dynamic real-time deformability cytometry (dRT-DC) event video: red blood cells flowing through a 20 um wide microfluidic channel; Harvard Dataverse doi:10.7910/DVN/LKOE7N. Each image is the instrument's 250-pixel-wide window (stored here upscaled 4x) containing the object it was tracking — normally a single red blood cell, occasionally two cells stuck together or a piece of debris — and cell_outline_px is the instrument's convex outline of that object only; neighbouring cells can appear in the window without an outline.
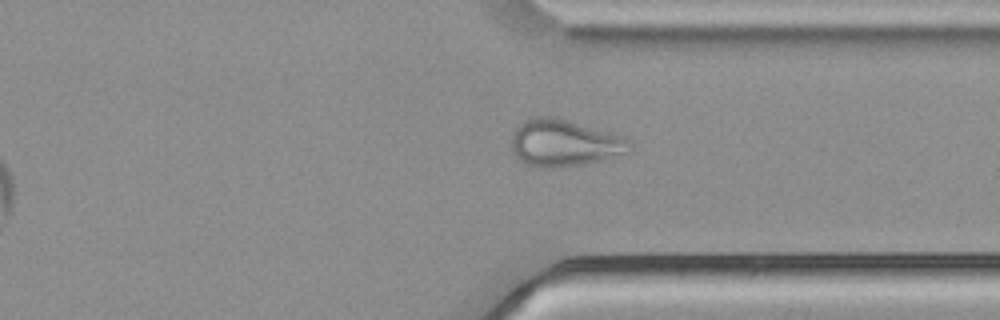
{"species": "common noctule bat (a hibernating species)", "species_latin": "Nyctalus noctula", "temperature_condition": "cold", "stored_images_in_passage": 37, "camera_frame_rate_fps": 3000, "um_per_image_px": 0.085, "animal": {"sex": "male", "body_mass_g": 21.5, "forearm_length_mm": 52.0}, "frame": {"image": 1, "passage_image": 32, "time_ms": 10.333, "image_size_px": [1000, 320], "cell_outline_px": [[628, 152], [612, 160], [584, 164], [540, 168], [524, 164], [512, 152], [512, 132], [524, 120], [536, 116], [552, 116], [620, 136], [628, 140]], "centroid_in_image_um": [47.92, 12.18], "position_along_channel_um": 363.5, "area_um2": 32.02}}